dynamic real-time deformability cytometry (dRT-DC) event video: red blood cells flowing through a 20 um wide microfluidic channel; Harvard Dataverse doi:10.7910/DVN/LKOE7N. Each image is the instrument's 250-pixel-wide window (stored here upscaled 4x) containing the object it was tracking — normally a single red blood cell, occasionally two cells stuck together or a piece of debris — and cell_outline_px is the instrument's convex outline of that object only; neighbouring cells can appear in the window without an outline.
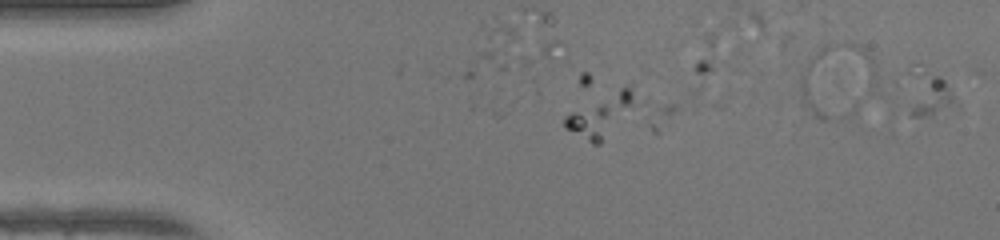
{"species": "human", "species_latin": "Homo sapiens", "temperature_condition": "warm", "stored_images_in_passage": 2, "camera_frame_rate_fps": 3000, "um_per_image_px": 0.085, "donor": {"sex": "female"}, "frame": {"image": 1, "passage_image": 1, "time_ms": 0.0, "image_size_px": [1000, 240], "cell_outline_px": [[680, 108], [660, 132], [656, 136], [600, 144], [592, 144], [564, 128], [564, 116], [620, 88], [628, 88], [680, 100]], "centroid_in_image_um": [52.88, 9.92], "position_along_channel_um": 32.1, "area_um2": 32.02}}